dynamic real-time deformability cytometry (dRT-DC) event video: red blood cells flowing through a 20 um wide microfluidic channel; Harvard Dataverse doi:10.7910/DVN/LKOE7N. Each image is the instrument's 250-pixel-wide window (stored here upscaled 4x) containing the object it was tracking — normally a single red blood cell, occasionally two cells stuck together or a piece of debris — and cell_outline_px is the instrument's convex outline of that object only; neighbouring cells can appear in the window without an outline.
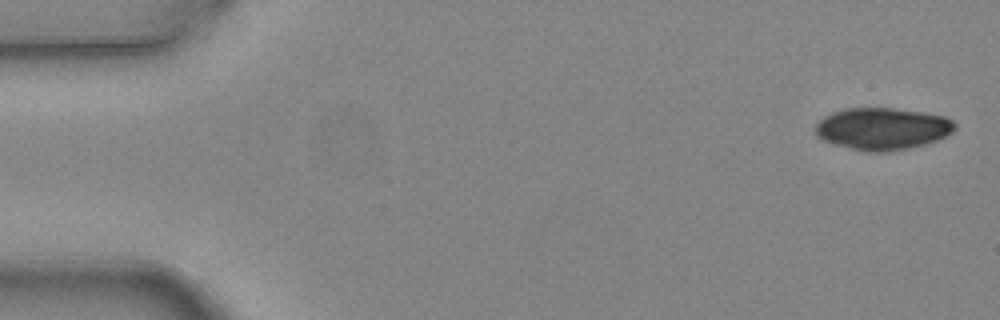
{"species": "common noctule bat (a hibernating species)", "species_latin": "Nyctalus noctula", "temperature_condition": "warm", "stored_images_in_passage": 5, "camera_frame_rate_fps": 3000, "um_per_image_px": 0.085, "animal": {"sex": "female", "body_mass_g": 24.6, "forearm_length_mm": 56.2}, "frame": {"image": 1, "passage_image": 1, "time_ms": 0.0, "image_size_px": [1000, 320], "cell_outline_px": [[956, 128], [952, 132], [936, 140], [924, 144], [908, 148], [888, 152], [864, 152], [836, 144], [824, 140], [816, 136], [816, 124], [824, 116], [832, 112], [844, 108], [892, 108], [920, 112], [944, 116], [952, 120], [956, 124]], "centroid_in_image_um": [74.99, 10.94], "position_along_channel_um": 10.0, "area_um2": 34.04}}